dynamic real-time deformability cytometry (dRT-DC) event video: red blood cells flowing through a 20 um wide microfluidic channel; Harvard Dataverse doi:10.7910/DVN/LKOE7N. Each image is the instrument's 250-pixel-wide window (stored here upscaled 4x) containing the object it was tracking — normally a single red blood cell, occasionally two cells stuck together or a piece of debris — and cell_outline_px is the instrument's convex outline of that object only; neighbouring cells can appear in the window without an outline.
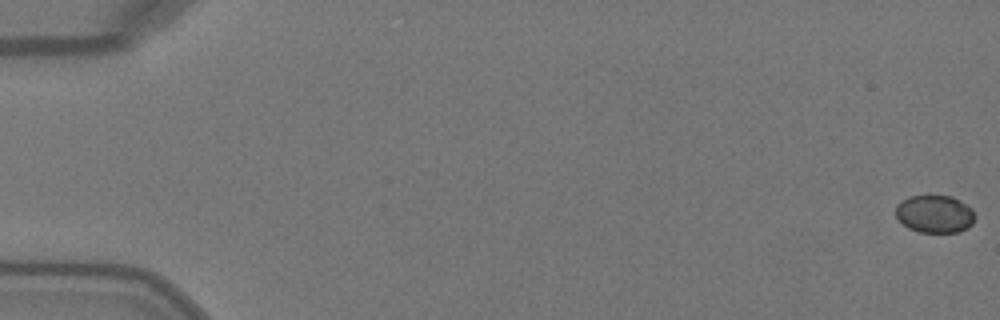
{"species": "Egyptian fruit bat (a non-hibernating species)", "species_latin": "Rousettus aegyptiacus", "temperature_condition": "warm", "stored_images_in_passage": 51, "camera_frame_rate_fps": 3000, "um_per_image_px": 0.085, "animal": {"sex": "female"}, "frame": {"image": 1, "passage_image": 1, "time_ms": 0.0, "image_size_px": [1000, 320], "cell_outline_px": [[976, 216], [972, 224], [968, 228], [960, 232], [920, 232], [908, 228], [896, 216], [896, 204], [900, 200], [908, 196], [952, 196], [960, 200], [972, 208]], "centroid_in_image_um": [79.47, 18.18], "position_along_channel_um": 5.5, "area_um2": 17.57}}
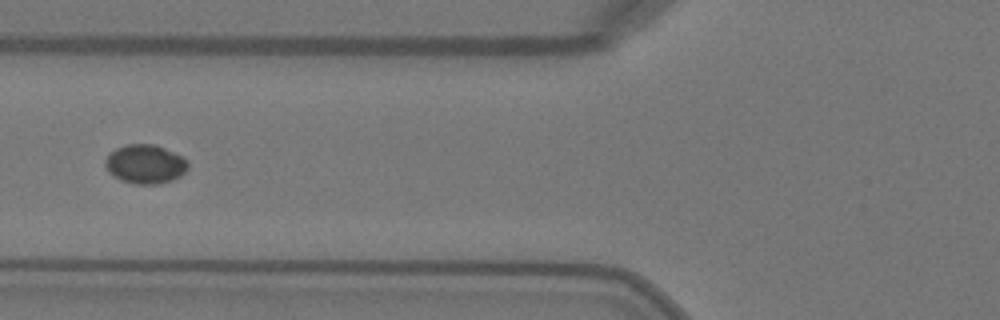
{"frame": {"image": 2, "passage_image": 21, "time_ms": 6.667, "image_size_px": [1000, 320], "cell_outline_px": [[188, 168], [180, 176], [172, 180], [160, 184], [132, 184], [120, 180], [108, 172], [104, 164], [104, 160], [108, 152], [124, 144], [156, 144], [184, 156], [188, 160]], "centroid_in_image_um": [12.33, 13.94], "position_along_channel_um": 113.5, "area_um2": 19.31}}
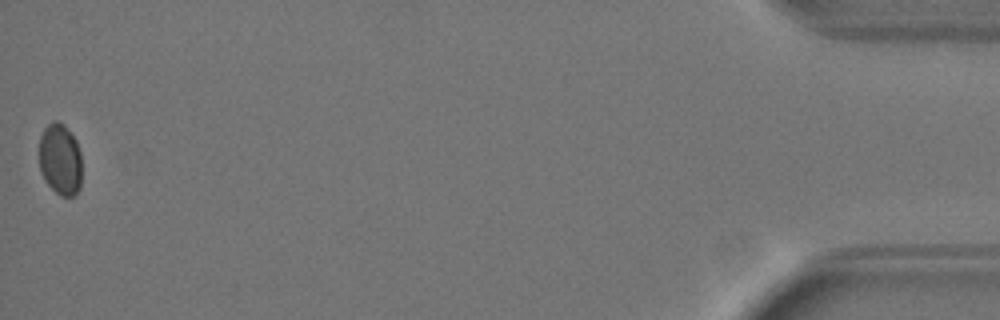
{"frame": {"image": 3, "passage_image": 51, "time_ms": 16.667, "image_size_px": [1000, 320], "cell_outline_px": [[80, 188], [72, 196], [60, 196], [48, 184], [40, 168], [40, 136], [44, 128], [52, 120], [56, 120], [64, 124], [76, 140], [80, 152]], "centroid_in_image_um": [5.11, 13.51], "position_along_channel_um": 430.1, "area_um2": 17.57}}